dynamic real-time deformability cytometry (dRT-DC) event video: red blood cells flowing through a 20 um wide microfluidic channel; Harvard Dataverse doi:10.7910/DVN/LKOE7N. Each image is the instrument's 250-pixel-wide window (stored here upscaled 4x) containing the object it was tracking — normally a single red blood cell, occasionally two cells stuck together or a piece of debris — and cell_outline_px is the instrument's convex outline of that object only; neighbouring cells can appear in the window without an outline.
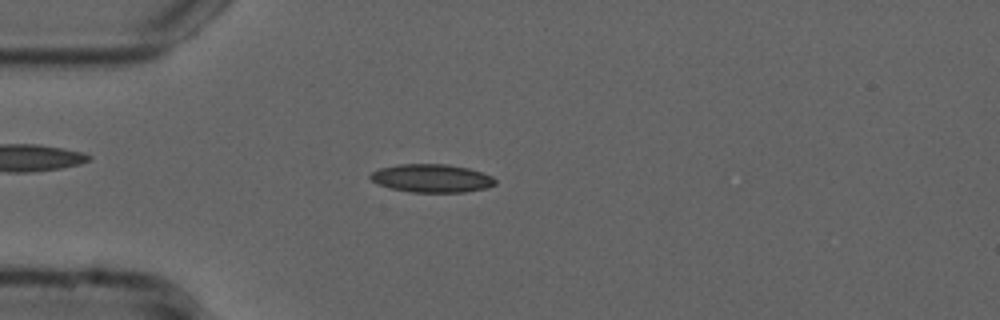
{"species": "common noctule bat (a hibernating species)", "species_latin": "Nyctalus noctula", "temperature_condition": "cold", "stored_images_in_passage": 54, "camera_frame_rate_fps": 3000, "um_per_image_px": 0.085, "animal": {"sex": "male", "forearm_length_mm": 52.5}, "frame": {"image": 1, "passage_image": 14, "time_ms": 4.333, "image_size_px": [1000, 320], "cell_outline_px": [[496, 184], [484, 188], [464, 192], [412, 192], [392, 188], [380, 184], [372, 180], [368, 176], [372, 172], [380, 168], [400, 164], [448, 164], [468, 168], [492, 176], [496, 180]], "centroid_in_image_um": [36.7, 15.14], "position_along_channel_um": 48.3, "area_um2": 20.29}}
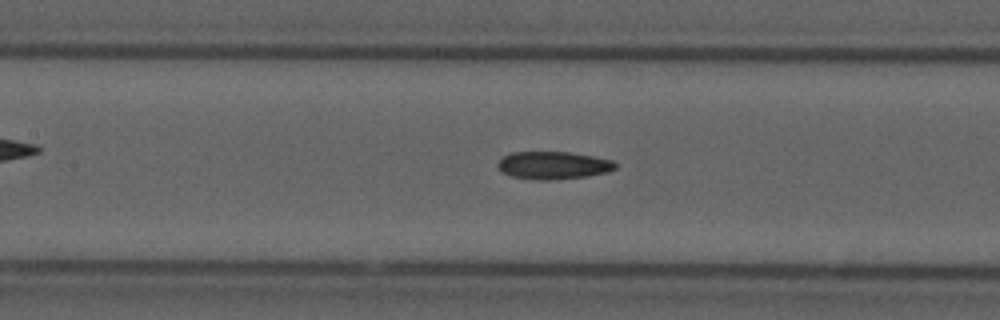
{"frame": {"image": 2, "passage_image": 24, "time_ms": 7.667, "image_size_px": [1000, 320], "cell_outline_px": [[616, 168], [608, 172], [588, 176], [548, 180], [536, 180], [512, 176], [504, 172], [496, 164], [504, 156], [512, 152], [568, 152], [592, 156], [612, 160], [616, 164]], "centroid_in_image_um": [47.04, 14.05], "position_along_channel_um": 160.4, "area_um2": 18.79}}
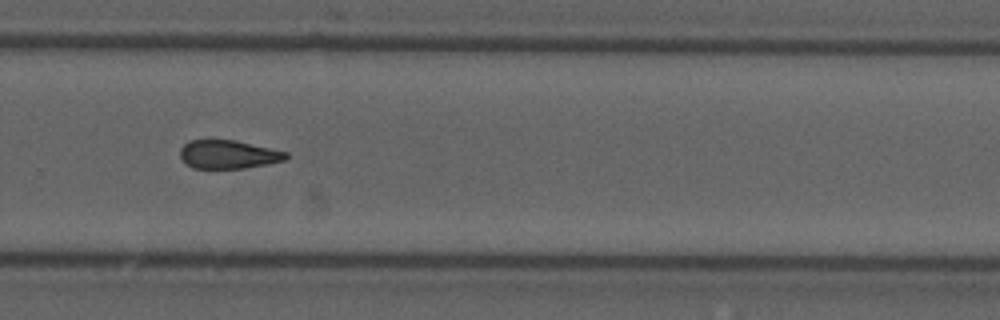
{"frame": {"image": 3, "passage_image": 36, "time_ms": 11.667, "image_size_px": [1000, 320], "cell_outline_px": [[288, 156], [284, 160], [268, 164], [244, 168], [192, 168], [184, 164], [180, 156], [180, 148], [188, 140], [208, 136], [236, 140], [288, 152]], "centroid_in_image_um": [19.32, 13.07], "position_along_channel_um": 310.5, "area_um2": 18.38}, "authors_computed_cell_mechanics": {"area_um2": 18.8428, "velocity_mm_per_s": 3.7734, "shape_relaxation_time_tau1_ms": null, "shape_relaxation_time_tau2_ms": 5.4568, "deformation_change_tau1": null, "deformation_change_tau2": 0.1403}}